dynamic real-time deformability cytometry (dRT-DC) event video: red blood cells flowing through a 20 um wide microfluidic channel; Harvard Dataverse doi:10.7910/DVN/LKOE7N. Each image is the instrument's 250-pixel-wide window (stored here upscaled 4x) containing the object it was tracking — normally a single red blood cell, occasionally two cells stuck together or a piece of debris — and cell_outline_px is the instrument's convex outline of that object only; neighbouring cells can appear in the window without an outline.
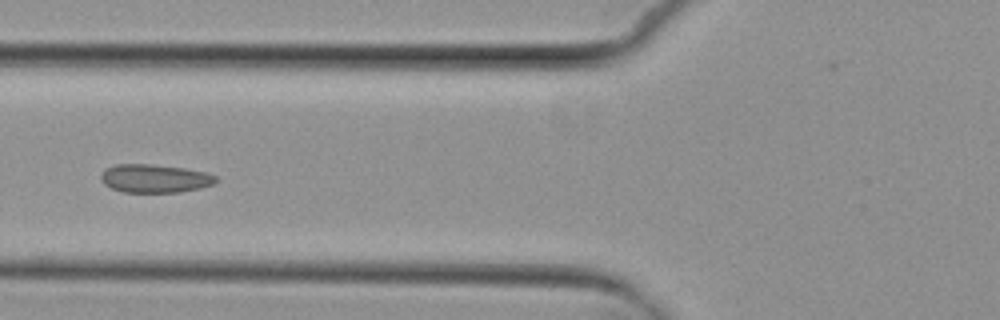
{"species": "common noctule bat (a hibernating species)", "species_latin": "Nyctalus noctula", "temperature_condition": "cold", "stored_images_in_passage": 6, "camera_frame_rate_fps": 3000, "um_per_image_px": 0.085, "animal": {"sex": "female", "body_mass_g": 29.2, "forearm_length_mm": 56.3}, "frame": {"image": 1, "passage_image": 6, "time_ms": 6.0, "image_size_px": [1000, 320], "cell_outline_px": [[216, 180], [212, 184], [200, 188], [180, 192], [124, 192], [112, 188], [104, 184], [100, 180], [100, 172], [104, 168], [116, 164], [152, 164], [184, 168], [204, 172], [216, 176]], "centroid_in_image_um": [13.09, 15.16], "position_along_channel_um": 112.7, "area_um2": 19.02}}